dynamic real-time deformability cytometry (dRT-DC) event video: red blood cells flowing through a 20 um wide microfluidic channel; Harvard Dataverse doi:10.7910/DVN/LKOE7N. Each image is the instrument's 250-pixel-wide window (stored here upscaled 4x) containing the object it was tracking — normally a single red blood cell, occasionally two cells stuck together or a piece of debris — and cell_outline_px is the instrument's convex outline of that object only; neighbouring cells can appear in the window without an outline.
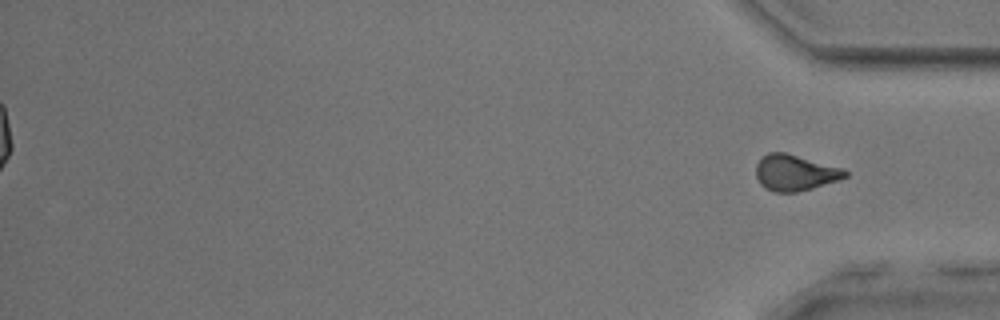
{"species": "common noctule bat (a hibernating species)", "species_latin": "Nyctalus noctula", "temperature_condition": "room temperature", "stored_images_in_passage": 56, "segment_of_instrument_passage": [2, 2], "camera_frame_rate_fps": 3000, "um_per_image_px": 0.085, "animal": {"sex": "male", "body_mass_g": 17.9, "forearm_length_mm": 54.2}, "frame": {"image": 1, "passage_image": 56, "time_ms": 18.333, "image_size_px": [1000, 320], "cell_outline_px": [[848, 176], [840, 180], [812, 188], [796, 192], [776, 192], [764, 188], [760, 184], [756, 176], [756, 164], [768, 152], [784, 152], [844, 168], [848, 172]], "centroid_in_image_um": [67.59, 14.68], "position_along_channel_um": 367.6, "area_um2": 18.73}}